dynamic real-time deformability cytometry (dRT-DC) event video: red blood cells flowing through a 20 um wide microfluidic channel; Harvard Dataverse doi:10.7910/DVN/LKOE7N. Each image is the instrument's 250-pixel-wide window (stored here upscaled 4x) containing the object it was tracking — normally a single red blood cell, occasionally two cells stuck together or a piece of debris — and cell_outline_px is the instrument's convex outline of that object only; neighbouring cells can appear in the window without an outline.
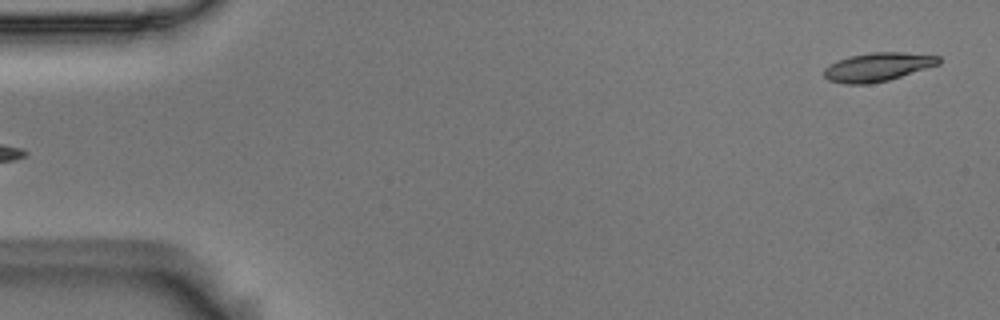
{"species": "Egyptian fruit bat (a non-hibernating species)", "species_latin": "Rousettus aegyptiacus", "temperature_condition": "room temperature", "stored_images_in_passage": 5, "segment_of_instrument_passage": [2, 2], "camera_frame_rate_fps": 3000, "um_per_image_px": 0.085, "animal": {"sex": "male"}, "frame": {"image": 1, "passage_image": 5, "time_ms": 1.333, "image_size_px": [1000, 320], "cell_outline_px": [[940, 64], [888, 80], [868, 84], [844, 84], [828, 80], [824, 76], [824, 68], [828, 64], [836, 60], [848, 56], [872, 52], [904, 52], [940, 56]], "centroid_in_image_um": [74.57, 5.68], "position_along_channel_um": 10.4, "area_um2": 19.25}}